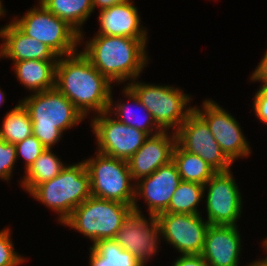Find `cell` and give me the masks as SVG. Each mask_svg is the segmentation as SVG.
<instances>
[{
  "instance_id": "cell-1",
  "label": "cell",
  "mask_w": 267,
  "mask_h": 266,
  "mask_svg": "<svg viewBox=\"0 0 267 266\" xmlns=\"http://www.w3.org/2000/svg\"><path fill=\"white\" fill-rule=\"evenodd\" d=\"M55 88L87 118L92 111H108L113 85L79 50L60 56L56 65Z\"/></svg>"
},
{
  "instance_id": "cell-2",
  "label": "cell",
  "mask_w": 267,
  "mask_h": 266,
  "mask_svg": "<svg viewBox=\"0 0 267 266\" xmlns=\"http://www.w3.org/2000/svg\"><path fill=\"white\" fill-rule=\"evenodd\" d=\"M84 35L80 34L79 46L85 44L80 51L112 84L130 83L140 77L149 63L150 58L146 53L149 39L94 35L86 41Z\"/></svg>"
},
{
  "instance_id": "cell-3",
  "label": "cell",
  "mask_w": 267,
  "mask_h": 266,
  "mask_svg": "<svg viewBox=\"0 0 267 266\" xmlns=\"http://www.w3.org/2000/svg\"><path fill=\"white\" fill-rule=\"evenodd\" d=\"M18 101L29 113L33 135L46 149H53L62 140L63 132L85 119L74 104L56 88L32 93Z\"/></svg>"
},
{
  "instance_id": "cell-4",
  "label": "cell",
  "mask_w": 267,
  "mask_h": 266,
  "mask_svg": "<svg viewBox=\"0 0 267 266\" xmlns=\"http://www.w3.org/2000/svg\"><path fill=\"white\" fill-rule=\"evenodd\" d=\"M29 195L56 212L58 224H62L76 207L91 196L84 161L66 165L56 177L37 185Z\"/></svg>"
},
{
  "instance_id": "cell-5",
  "label": "cell",
  "mask_w": 267,
  "mask_h": 266,
  "mask_svg": "<svg viewBox=\"0 0 267 266\" xmlns=\"http://www.w3.org/2000/svg\"><path fill=\"white\" fill-rule=\"evenodd\" d=\"M132 211L131 205L90 196L61 225L77 230L93 245L98 240L114 239Z\"/></svg>"
},
{
  "instance_id": "cell-6",
  "label": "cell",
  "mask_w": 267,
  "mask_h": 266,
  "mask_svg": "<svg viewBox=\"0 0 267 266\" xmlns=\"http://www.w3.org/2000/svg\"><path fill=\"white\" fill-rule=\"evenodd\" d=\"M138 79L139 77L123 85H127L136 94L162 131L176 132L194 111V106H190V101L193 100L190 94L184 93L177 86L147 84Z\"/></svg>"
},
{
  "instance_id": "cell-7",
  "label": "cell",
  "mask_w": 267,
  "mask_h": 266,
  "mask_svg": "<svg viewBox=\"0 0 267 266\" xmlns=\"http://www.w3.org/2000/svg\"><path fill=\"white\" fill-rule=\"evenodd\" d=\"M83 161L89 174L91 196L133 206L136 182L126 160L96 152Z\"/></svg>"
},
{
  "instance_id": "cell-8",
  "label": "cell",
  "mask_w": 267,
  "mask_h": 266,
  "mask_svg": "<svg viewBox=\"0 0 267 266\" xmlns=\"http://www.w3.org/2000/svg\"><path fill=\"white\" fill-rule=\"evenodd\" d=\"M38 4V6H37ZM12 22L25 34L49 46L59 57L76 52L80 34L39 2Z\"/></svg>"
},
{
  "instance_id": "cell-9",
  "label": "cell",
  "mask_w": 267,
  "mask_h": 266,
  "mask_svg": "<svg viewBox=\"0 0 267 266\" xmlns=\"http://www.w3.org/2000/svg\"><path fill=\"white\" fill-rule=\"evenodd\" d=\"M232 172L217 171L204 185L206 221L210 225L237 226L243 213L241 191Z\"/></svg>"
},
{
  "instance_id": "cell-10",
  "label": "cell",
  "mask_w": 267,
  "mask_h": 266,
  "mask_svg": "<svg viewBox=\"0 0 267 266\" xmlns=\"http://www.w3.org/2000/svg\"><path fill=\"white\" fill-rule=\"evenodd\" d=\"M90 123L97 141L96 151L126 161L149 137L147 133L123 124L108 111L94 115Z\"/></svg>"
},
{
  "instance_id": "cell-11",
  "label": "cell",
  "mask_w": 267,
  "mask_h": 266,
  "mask_svg": "<svg viewBox=\"0 0 267 266\" xmlns=\"http://www.w3.org/2000/svg\"><path fill=\"white\" fill-rule=\"evenodd\" d=\"M202 107V108H201ZM201 108V109H200ZM194 111L206 122L213 137L226 157L235 163L251 154L250 142L244 136L239 122L215 100L205 99Z\"/></svg>"
},
{
  "instance_id": "cell-12",
  "label": "cell",
  "mask_w": 267,
  "mask_h": 266,
  "mask_svg": "<svg viewBox=\"0 0 267 266\" xmlns=\"http://www.w3.org/2000/svg\"><path fill=\"white\" fill-rule=\"evenodd\" d=\"M162 239L181 255H200L209 223L202 214L160 213Z\"/></svg>"
},
{
  "instance_id": "cell-13",
  "label": "cell",
  "mask_w": 267,
  "mask_h": 266,
  "mask_svg": "<svg viewBox=\"0 0 267 266\" xmlns=\"http://www.w3.org/2000/svg\"><path fill=\"white\" fill-rule=\"evenodd\" d=\"M132 211L124 220L114 240L136 257L143 266L156 256L161 243V230L156 216ZM159 244V245H158Z\"/></svg>"
},
{
  "instance_id": "cell-14",
  "label": "cell",
  "mask_w": 267,
  "mask_h": 266,
  "mask_svg": "<svg viewBox=\"0 0 267 266\" xmlns=\"http://www.w3.org/2000/svg\"><path fill=\"white\" fill-rule=\"evenodd\" d=\"M176 134V143L185 151L199 155L216 171L231 169L232 162L222 152L206 122L193 111L181 124Z\"/></svg>"
},
{
  "instance_id": "cell-15",
  "label": "cell",
  "mask_w": 267,
  "mask_h": 266,
  "mask_svg": "<svg viewBox=\"0 0 267 266\" xmlns=\"http://www.w3.org/2000/svg\"><path fill=\"white\" fill-rule=\"evenodd\" d=\"M180 182V175L172 160L160 166L150 176L143 177L136 182L133 211L142 213L140 204H138V199L141 197L147 204L148 216H157L165 212Z\"/></svg>"
},
{
  "instance_id": "cell-16",
  "label": "cell",
  "mask_w": 267,
  "mask_h": 266,
  "mask_svg": "<svg viewBox=\"0 0 267 266\" xmlns=\"http://www.w3.org/2000/svg\"><path fill=\"white\" fill-rule=\"evenodd\" d=\"M176 134L161 131L149 136L144 144L128 159V166L134 181L150 176L160 166L172 160Z\"/></svg>"
},
{
  "instance_id": "cell-17",
  "label": "cell",
  "mask_w": 267,
  "mask_h": 266,
  "mask_svg": "<svg viewBox=\"0 0 267 266\" xmlns=\"http://www.w3.org/2000/svg\"><path fill=\"white\" fill-rule=\"evenodd\" d=\"M238 228L209 225L200 254L209 266H239L243 246Z\"/></svg>"
},
{
  "instance_id": "cell-18",
  "label": "cell",
  "mask_w": 267,
  "mask_h": 266,
  "mask_svg": "<svg viewBox=\"0 0 267 266\" xmlns=\"http://www.w3.org/2000/svg\"><path fill=\"white\" fill-rule=\"evenodd\" d=\"M133 3L132 0L122 1L98 12L99 30L95 35L148 39V29L141 24L139 10Z\"/></svg>"
},
{
  "instance_id": "cell-19",
  "label": "cell",
  "mask_w": 267,
  "mask_h": 266,
  "mask_svg": "<svg viewBox=\"0 0 267 266\" xmlns=\"http://www.w3.org/2000/svg\"><path fill=\"white\" fill-rule=\"evenodd\" d=\"M6 44V58L21 60H58L59 56L47 45L25 35L12 21L0 28Z\"/></svg>"
},
{
  "instance_id": "cell-20",
  "label": "cell",
  "mask_w": 267,
  "mask_h": 266,
  "mask_svg": "<svg viewBox=\"0 0 267 266\" xmlns=\"http://www.w3.org/2000/svg\"><path fill=\"white\" fill-rule=\"evenodd\" d=\"M122 92V95H124L126 99L128 98V104L127 102H119V100L114 102L112 96L113 93L111 92L108 112L123 124L135 127L136 129L147 133L149 136L160 133L162 130L157 126L151 113L140 102L136 94L127 85L124 86ZM131 102L133 105H131ZM132 107H136L137 110ZM138 109L142 110V114Z\"/></svg>"
},
{
  "instance_id": "cell-21",
  "label": "cell",
  "mask_w": 267,
  "mask_h": 266,
  "mask_svg": "<svg viewBox=\"0 0 267 266\" xmlns=\"http://www.w3.org/2000/svg\"><path fill=\"white\" fill-rule=\"evenodd\" d=\"M58 60H21L13 63L15 77L27 91L37 93L55 88Z\"/></svg>"
},
{
  "instance_id": "cell-22",
  "label": "cell",
  "mask_w": 267,
  "mask_h": 266,
  "mask_svg": "<svg viewBox=\"0 0 267 266\" xmlns=\"http://www.w3.org/2000/svg\"><path fill=\"white\" fill-rule=\"evenodd\" d=\"M49 12L61 18L79 34L82 25L90 18L94 9L91 0H38Z\"/></svg>"
},
{
  "instance_id": "cell-23",
  "label": "cell",
  "mask_w": 267,
  "mask_h": 266,
  "mask_svg": "<svg viewBox=\"0 0 267 266\" xmlns=\"http://www.w3.org/2000/svg\"><path fill=\"white\" fill-rule=\"evenodd\" d=\"M65 166L53 149H46L24 172L20 185L29 194L37 185L56 177Z\"/></svg>"
},
{
  "instance_id": "cell-24",
  "label": "cell",
  "mask_w": 267,
  "mask_h": 266,
  "mask_svg": "<svg viewBox=\"0 0 267 266\" xmlns=\"http://www.w3.org/2000/svg\"><path fill=\"white\" fill-rule=\"evenodd\" d=\"M89 250V266H143L114 239L98 240Z\"/></svg>"
},
{
  "instance_id": "cell-25",
  "label": "cell",
  "mask_w": 267,
  "mask_h": 266,
  "mask_svg": "<svg viewBox=\"0 0 267 266\" xmlns=\"http://www.w3.org/2000/svg\"><path fill=\"white\" fill-rule=\"evenodd\" d=\"M172 161L177 167L181 181L205 185L217 172L199 155L183 150L177 143L173 149Z\"/></svg>"
},
{
  "instance_id": "cell-26",
  "label": "cell",
  "mask_w": 267,
  "mask_h": 266,
  "mask_svg": "<svg viewBox=\"0 0 267 266\" xmlns=\"http://www.w3.org/2000/svg\"><path fill=\"white\" fill-rule=\"evenodd\" d=\"M32 134V121L29 113L19 101L13 109L6 112L0 126V137L8 143L17 144Z\"/></svg>"
},
{
  "instance_id": "cell-27",
  "label": "cell",
  "mask_w": 267,
  "mask_h": 266,
  "mask_svg": "<svg viewBox=\"0 0 267 266\" xmlns=\"http://www.w3.org/2000/svg\"><path fill=\"white\" fill-rule=\"evenodd\" d=\"M204 198V185L181 181L163 213L201 214L199 204Z\"/></svg>"
},
{
  "instance_id": "cell-28",
  "label": "cell",
  "mask_w": 267,
  "mask_h": 266,
  "mask_svg": "<svg viewBox=\"0 0 267 266\" xmlns=\"http://www.w3.org/2000/svg\"><path fill=\"white\" fill-rule=\"evenodd\" d=\"M11 231L8 227L0 230V266H20L26 260L15 251Z\"/></svg>"
},
{
  "instance_id": "cell-29",
  "label": "cell",
  "mask_w": 267,
  "mask_h": 266,
  "mask_svg": "<svg viewBox=\"0 0 267 266\" xmlns=\"http://www.w3.org/2000/svg\"><path fill=\"white\" fill-rule=\"evenodd\" d=\"M17 160L21 156L25 161V171L46 150L45 146L32 134L25 140L15 144Z\"/></svg>"
},
{
  "instance_id": "cell-30",
  "label": "cell",
  "mask_w": 267,
  "mask_h": 266,
  "mask_svg": "<svg viewBox=\"0 0 267 266\" xmlns=\"http://www.w3.org/2000/svg\"><path fill=\"white\" fill-rule=\"evenodd\" d=\"M15 163H17L15 144L8 143L0 137V179L2 181H10L13 177Z\"/></svg>"
},
{
  "instance_id": "cell-31",
  "label": "cell",
  "mask_w": 267,
  "mask_h": 266,
  "mask_svg": "<svg viewBox=\"0 0 267 266\" xmlns=\"http://www.w3.org/2000/svg\"><path fill=\"white\" fill-rule=\"evenodd\" d=\"M253 96L252 109L254 114L261 123L267 125V87L257 88V92Z\"/></svg>"
},
{
  "instance_id": "cell-32",
  "label": "cell",
  "mask_w": 267,
  "mask_h": 266,
  "mask_svg": "<svg viewBox=\"0 0 267 266\" xmlns=\"http://www.w3.org/2000/svg\"><path fill=\"white\" fill-rule=\"evenodd\" d=\"M250 80L254 83L261 82L260 87H267V51L252 72Z\"/></svg>"
},
{
  "instance_id": "cell-33",
  "label": "cell",
  "mask_w": 267,
  "mask_h": 266,
  "mask_svg": "<svg viewBox=\"0 0 267 266\" xmlns=\"http://www.w3.org/2000/svg\"><path fill=\"white\" fill-rule=\"evenodd\" d=\"M172 266H209L201 255H179Z\"/></svg>"
},
{
  "instance_id": "cell-34",
  "label": "cell",
  "mask_w": 267,
  "mask_h": 266,
  "mask_svg": "<svg viewBox=\"0 0 267 266\" xmlns=\"http://www.w3.org/2000/svg\"><path fill=\"white\" fill-rule=\"evenodd\" d=\"M92 1V6L93 9H99V11L103 10V9H108L110 7H112L113 5H116L122 1H126V0H91Z\"/></svg>"
},
{
  "instance_id": "cell-35",
  "label": "cell",
  "mask_w": 267,
  "mask_h": 266,
  "mask_svg": "<svg viewBox=\"0 0 267 266\" xmlns=\"http://www.w3.org/2000/svg\"><path fill=\"white\" fill-rule=\"evenodd\" d=\"M0 39H3L2 40V43L0 44V58H6V44H5V39H4V36H3V33L1 32L0 30Z\"/></svg>"
},
{
  "instance_id": "cell-36",
  "label": "cell",
  "mask_w": 267,
  "mask_h": 266,
  "mask_svg": "<svg viewBox=\"0 0 267 266\" xmlns=\"http://www.w3.org/2000/svg\"><path fill=\"white\" fill-rule=\"evenodd\" d=\"M247 266H267V260L259 258L258 260L252 261V263H249Z\"/></svg>"
},
{
  "instance_id": "cell-37",
  "label": "cell",
  "mask_w": 267,
  "mask_h": 266,
  "mask_svg": "<svg viewBox=\"0 0 267 266\" xmlns=\"http://www.w3.org/2000/svg\"><path fill=\"white\" fill-rule=\"evenodd\" d=\"M7 11H6V8L3 6V3H2V1L0 0V18L2 17V16H5Z\"/></svg>"
},
{
  "instance_id": "cell-38",
  "label": "cell",
  "mask_w": 267,
  "mask_h": 266,
  "mask_svg": "<svg viewBox=\"0 0 267 266\" xmlns=\"http://www.w3.org/2000/svg\"><path fill=\"white\" fill-rule=\"evenodd\" d=\"M5 96H6V93L3 92L1 90V88H0V105H3L2 103L5 102V100H6V97Z\"/></svg>"
},
{
  "instance_id": "cell-39",
  "label": "cell",
  "mask_w": 267,
  "mask_h": 266,
  "mask_svg": "<svg viewBox=\"0 0 267 266\" xmlns=\"http://www.w3.org/2000/svg\"><path fill=\"white\" fill-rule=\"evenodd\" d=\"M261 244H262L264 251H266V253H267V238H265V239L263 238V241H261ZM264 259L267 260V256L264 257Z\"/></svg>"
}]
</instances>
